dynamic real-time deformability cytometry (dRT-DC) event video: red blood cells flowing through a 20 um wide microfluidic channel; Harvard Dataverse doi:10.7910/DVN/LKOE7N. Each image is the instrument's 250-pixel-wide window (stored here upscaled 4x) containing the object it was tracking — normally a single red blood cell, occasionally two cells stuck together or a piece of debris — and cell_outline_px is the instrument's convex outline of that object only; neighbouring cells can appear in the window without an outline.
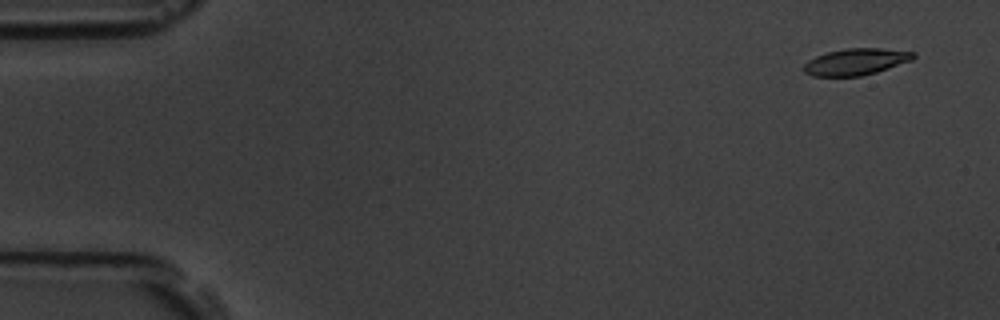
{"species": "common noctule bat (a hibernating species)", "species_latin": "Nyctalus noctula", "temperature_condition": "room temperature", "stored_images_in_passage": 6, "camera_frame_rate_fps": 3000, "um_per_image_px": 0.085, "animal": {"sex": "male", "body_mass_g": 19.5, "forearm_length_mm": 54.6}, "frame": {"image": 1, "passage_image": 1, "time_ms": 0.0, "image_size_px": [1000, 320], "cell_outline_px": [[916, 56], [912, 60], [876, 72], [860, 76], [812, 76], [804, 72], [804, 64], [808, 60], [816, 56], [828, 52], [848, 48], [880, 48], [916, 52]], "centroid_in_image_um": [72.76, 5.25], "position_along_channel_um": 12.2, "area_um2": 16.88}}
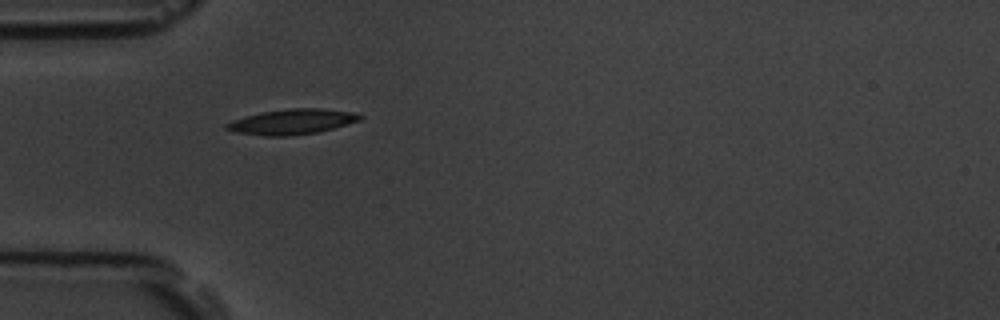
{"frame": {"image": 2, "passage_image": 5, "time_ms": 4.667, "image_size_px": [1000, 320], "cell_outline_px": [[364, 116], [360, 120], [320, 132], [284, 136], [264, 136], [236, 132], [224, 128], [224, 124], [232, 120], [264, 112], [292, 108], [320, 108], [356, 112]], "centroid_in_image_um": [24.86, 10.35], "position_along_channel_um": 60.1, "area_um2": 19.54}}
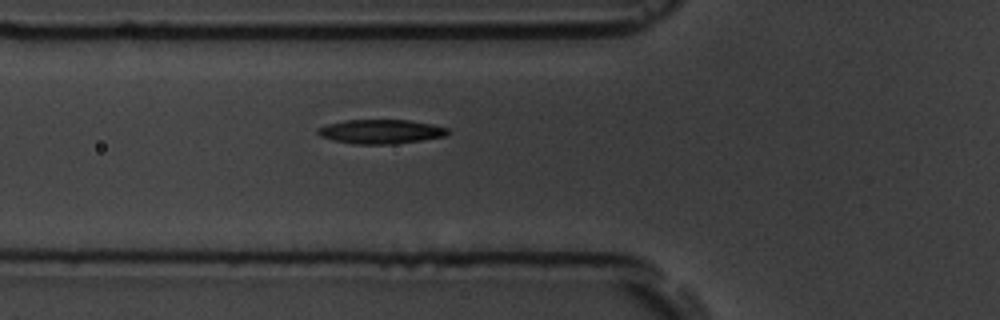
{"frame": {"image": 3, "passage_image": 6, "time_ms": 5.667, "image_size_px": [1000, 320], "cell_outline_px": [[448, 132], [444, 136], [420, 140], [392, 144], [352, 144], [332, 140], [320, 136], [316, 132], [316, 128], [328, 124], [348, 120], [408, 120], [432, 124], [448, 128]], "centroid_in_image_um": [32.32, 11.18], "position_along_channel_um": 93.5, "area_um2": 18.21}}